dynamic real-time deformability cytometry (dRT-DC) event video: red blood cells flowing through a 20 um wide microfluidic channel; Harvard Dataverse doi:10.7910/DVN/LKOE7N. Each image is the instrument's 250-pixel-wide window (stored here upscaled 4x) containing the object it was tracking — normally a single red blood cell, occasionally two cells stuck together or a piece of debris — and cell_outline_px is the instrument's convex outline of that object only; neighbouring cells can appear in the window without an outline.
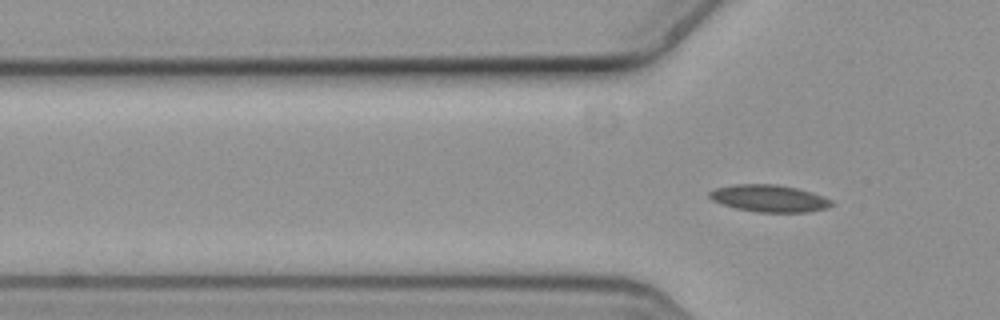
{"species": "common noctule bat (a hibernating species)", "species_latin": "Nyctalus noctula", "temperature_condition": "cold", "stored_images_in_passage": 3, "camera_frame_rate_fps": 3000, "um_per_image_px": 0.085, "animal": {"sex": "female", "body_mass_g": 19.3, "forearm_length_mm": 54.1}, "frame": {"image": 1, "passage_image": 3, "time_ms": 0.667, "image_size_px": [1000, 320], "cell_outline_px": [[836, 204], [828, 208], [808, 212], [756, 212], [736, 208], [720, 204], [712, 200], [708, 196], [708, 192], [716, 188], [736, 184], [776, 184], [796, 188], [812, 192], [824, 196], [832, 200]], "centroid_in_image_um": [65.41, 16.86], "position_along_channel_um": 60.4, "area_um2": 19.48}}